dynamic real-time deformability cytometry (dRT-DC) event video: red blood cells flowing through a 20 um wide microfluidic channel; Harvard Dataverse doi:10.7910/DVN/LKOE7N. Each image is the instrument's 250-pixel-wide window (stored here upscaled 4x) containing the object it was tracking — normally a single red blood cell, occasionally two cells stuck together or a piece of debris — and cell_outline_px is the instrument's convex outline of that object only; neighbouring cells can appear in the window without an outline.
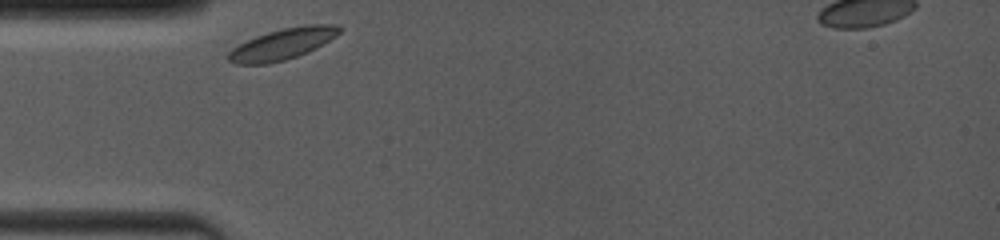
{"species": "common noctule bat (a hibernating species)", "species_latin": "Nyctalus noctula", "temperature_condition": "room temperature", "stored_images_in_passage": 18, "camera_frame_rate_fps": 4000, "um_per_image_px": 0.085, "animal": {"sex": "female", "body_mass_g": 19.0, "forearm_length_mm": 53.3}, "frame": {"image": 1, "passage_image": 1, "time_ms": 0.0, "image_size_px": [1000, 240], "cell_outline_px": [[344, 28], [336, 36], [316, 48], [296, 56], [284, 60], [268, 64], [236, 64], [228, 60], [228, 52], [232, 48], [256, 36], [268, 32], [284, 28], [304, 24], [336, 24]], "centroid_in_image_um": [24.04, 3.73], "position_along_channel_um": 61.0, "area_um2": 20.06}}
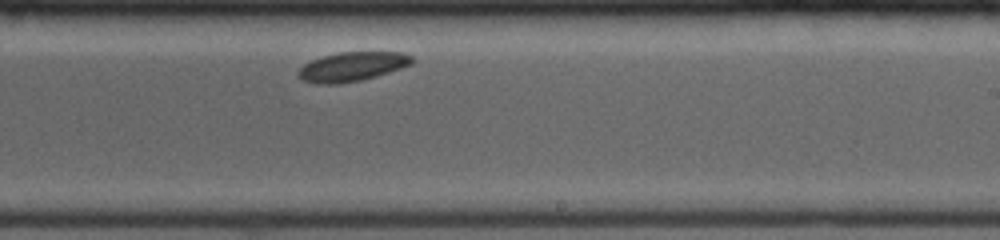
{"frame": {"image": 2, "passage_image": 11, "time_ms": 5.5, "image_size_px": [1000, 240], "cell_outline_px": [[412, 64], [376, 76], [360, 80], [336, 84], [316, 84], [304, 80], [296, 76], [296, 72], [304, 64], [312, 60], [324, 56], [340, 52], [404, 52], [412, 56]], "centroid_in_image_um": [29.9, 5.66], "position_along_channel_um": 259.1, "area_um2": 19.25}}
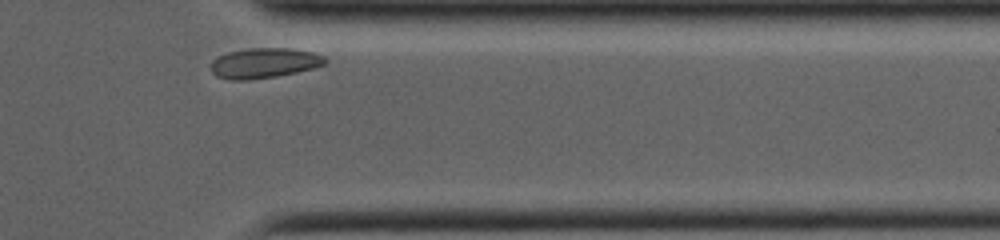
{"frame": {"image": 3, "passage_image": 18, "time_ms": 9.0, "image_size_px": [1000, 240], "cell_outline_px": [[328, 60], [324, 64], [316, 68], [276, 76], [248, 80], [232, 80], [216, 76], [212, 72], [212, 60], [228, 52], [252, 48], [288, 48], [312, 52], [324, 56]], "centroid_in_image_um": [22.48, 5.36], "position_along_channel_um": 388.9, "area_um2": 19.94}}